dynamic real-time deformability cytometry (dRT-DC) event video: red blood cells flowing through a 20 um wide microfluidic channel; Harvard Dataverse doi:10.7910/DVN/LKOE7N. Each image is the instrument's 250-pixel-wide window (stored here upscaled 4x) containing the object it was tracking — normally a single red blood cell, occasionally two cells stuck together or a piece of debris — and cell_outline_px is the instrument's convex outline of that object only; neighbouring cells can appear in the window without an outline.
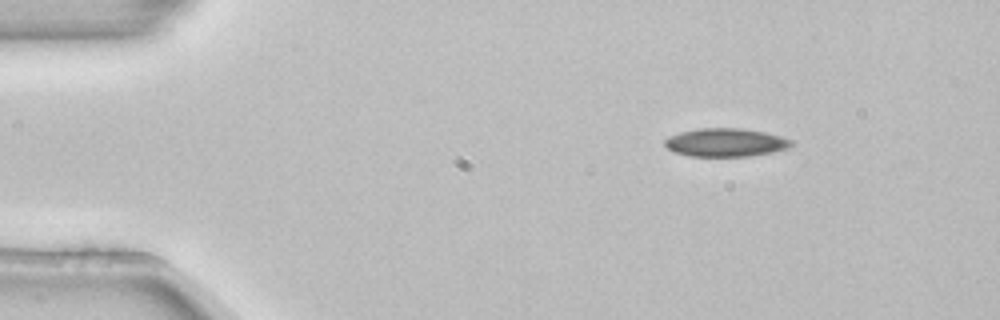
{"species": "common noctule bat (a hibernating species)", "species_latin": "Nyctalus noctula", "temperature_condition": "room temperature", "stored_images_in_passage": 4, "camera_frame_rate_fps": 3000, "um_per_image_px": 0.085, "animal": {"sex": "female", "body_mass_g": 22.7, "forearm_length_mm": 54.2}, "frame": {"image": 1, "passage_image": 1, "time_ms": 0.0, "image_size_px": [1000, 320], "cell_outline_px": [[796, 144], [788, 148], [772, 152], [748, 156], [692, 156], [672, 152], [664, 144], [664, 140], [668, 136], [680, 132], [700, 128], [740, 128], [764, 132], [796, 140]], "centroid_in_image_um": [61.71, 12.11], "position_along_channel_um": 23.3, "area_um2": 21.04}}
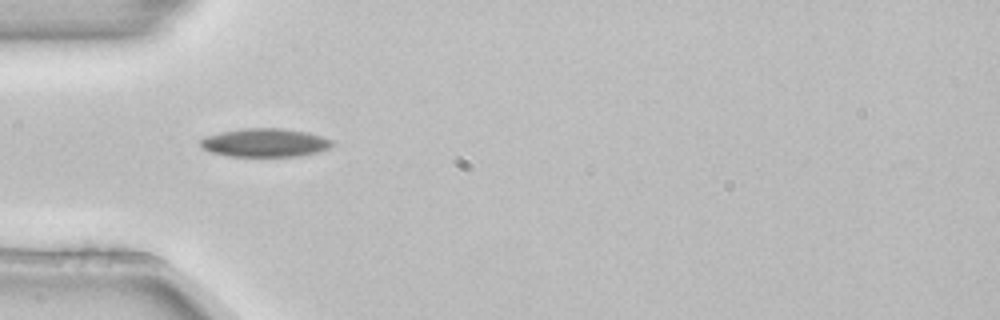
{"frame": {"image": 2, "passage_image": 3, "time_ms": 0.667, "image_size_px": [1000, 320], "cell_outline_px": [[336, 144], [320, 152], [300, 156], [228, 156], [212, 152], [204, 148], [200, 144], [200, 140], [208, 136], [220, 132], [244, 128], [284, 128], [308, 132], [332, 140]], "centroid_in_image_um": [22.58, 12.12], "position_along_channel_um": 62.4, "area_um2": 21.85}}